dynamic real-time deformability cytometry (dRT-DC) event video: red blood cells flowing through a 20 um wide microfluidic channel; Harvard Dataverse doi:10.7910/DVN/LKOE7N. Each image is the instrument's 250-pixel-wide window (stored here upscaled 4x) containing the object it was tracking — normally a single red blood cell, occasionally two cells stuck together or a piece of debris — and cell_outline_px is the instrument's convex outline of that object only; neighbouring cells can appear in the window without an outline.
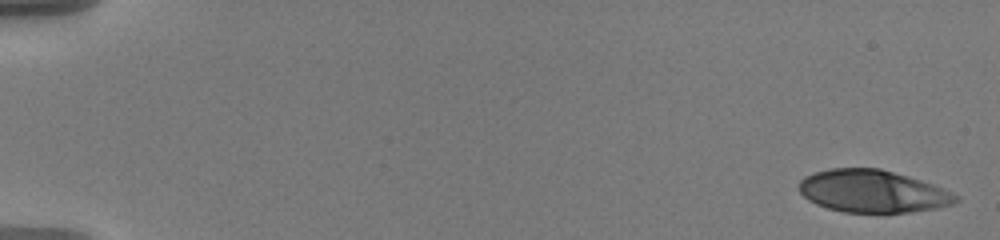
{"species": "human", "species_latin": "Homo sapiens", "temperature_condition": "warm", "stored_images_in_passage": 17, "camera_frame_rate_fps": 3000, "um_per_image_px": 0.085, "donor": {"sex": "male"}, "frame": {"image": 1, "passage_image": 1, "time_ms": 0.0, "image_size_px": [1000, 240], "cell_outline_px": [[960, 200], [952, 204], [936, 208], [908, 212], [844, 212], [828, 208], [816, 204], [808, 200], [800, 192], [800, 180], [804, 176], [812, 172], [828, 168], [880, 168], [908, 176], [932, 184], [952, 192], [960, 196]], "centroid_in_image_um": [74.16, 16.25], "position_along_channel_um": 10.8, "area_um2": 38.78}}
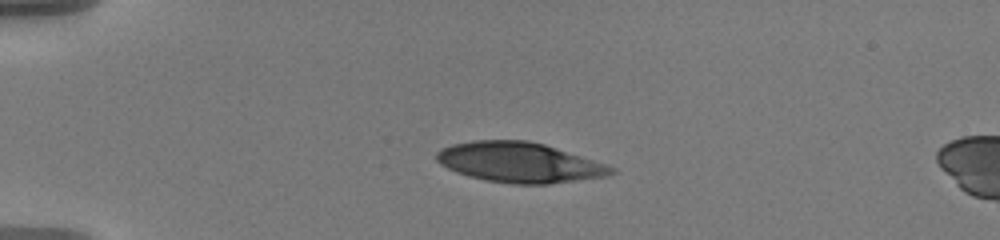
{"frame": {"image": 2, "passage_image": 13, "time_ms": 4.333, "image_size_px": [1000, 240], "cell_outline_px": [[616, 172], [608, 176], [548, 184], [512, 184], [488, 180], [468, 176], [456, 172], [440, 164], [436, 160], [436, 152], [440, 148], [452, 144], [476, 140], [528, 140], [544, 144], [608, 164], [616, 168]], "centroid_in_image_um": [44.17, 13.8], "position_along_channel_um": 40.8, "area_um2": 40.98}}